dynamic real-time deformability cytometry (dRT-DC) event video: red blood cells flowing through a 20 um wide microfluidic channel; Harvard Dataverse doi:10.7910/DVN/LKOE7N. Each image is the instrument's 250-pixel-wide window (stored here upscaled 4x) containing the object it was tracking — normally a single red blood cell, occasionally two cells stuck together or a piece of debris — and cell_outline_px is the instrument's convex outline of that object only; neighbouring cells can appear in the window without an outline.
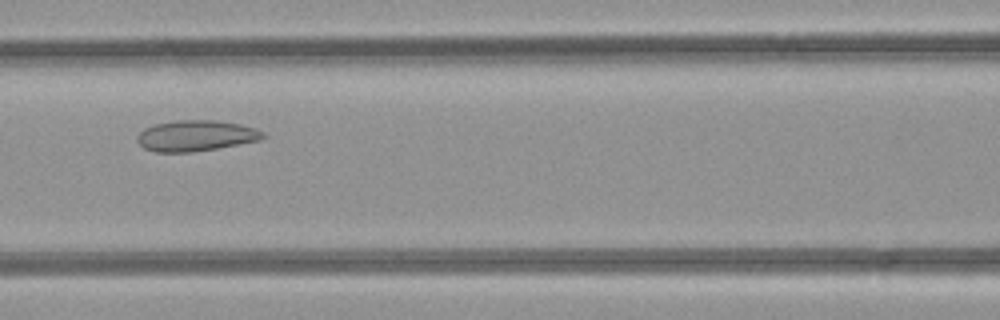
{"species": "common noctule bat (a hibernating species)", "species_latin": "Nyctalus noctula", "temperature_condition": "room temperature", "stored_images_in_passage": 38, "camera_frame_rate_fps": 3000, "um_per_image_px": 0.085, "animal": {"sex": "female", "body_mass_g": 21.9}, "frame": {"image": 1, "passage_image": 14, "time_ms": 4.333, "image_size_px": [1000, 320], "cell_outline_px": [[268, 136], [260, 140], [216, 148], [192, 152], [156, 152], [144, 148], [136, 140], [136, 136], [144, 128], [156, 124], [176, 120], [216, 120], [240, 124], [256, 128], [264, 132]], "centroid_in_image_um": [16.66, 11.53], "position_along_channel_um": 149.9, "area_um2": 22.66}}
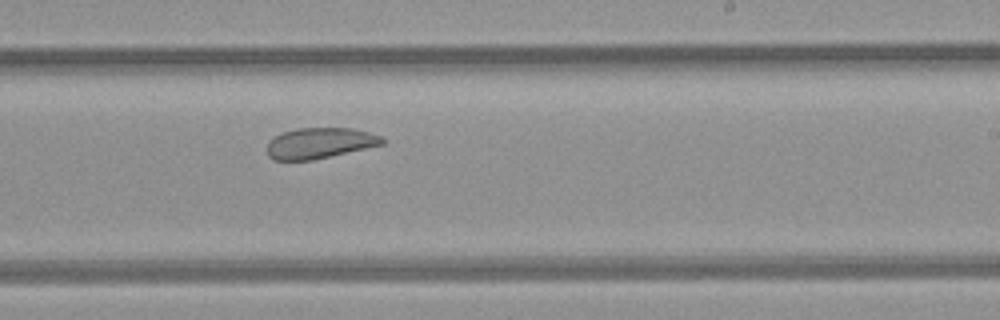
{"frame": {"image": 2, "passage_image": 22, "time_ms": 7.0, "image_size_px": [1000, 320], "cell_outline_px": [[388, 140], [384, 144], [312, 160], [272, 160], [268, 156], [268, 140], [284, 132], [296, 128], [352, 128], [368, 132], [380, 136]], "centroid_in_image_um": [27.18, 12.16], "position_along_channel_um": 261.8, "area_um2": 20.58}}
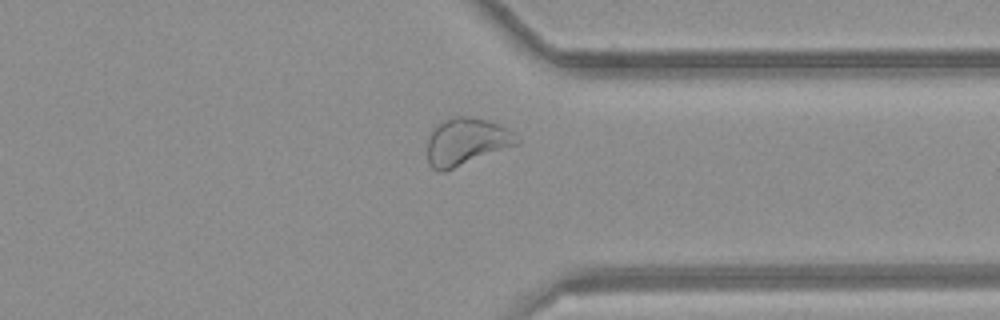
{"frame": {"image": 3, "passage_image": 30, "time_ms": 9.667, "image_size_px": [1000, 320], "cell_outline_px": [[520, 144], [444, 172], [436, 172], [428, 164], [428, 136], [432, 128], [436, 124], [452, 116], [464, 116], [488, 120], [508, 128], [520, 140]], "centroid_in_image_um": [39.62, 12.05], "position_along_channel_um": 371.8, "area_um2": 25.03}, "authors_computed_cell_mechanics": {"area_um2": 23.4379, "velocity_mm_per_s": 4.2153, "shape_relaxation_time_tau1_ms": null, "shape_relaxation_time_tau2_ms": 2.9464, "deformation_change_tau1": null, "deformation_change_tau2": 0.0879}}